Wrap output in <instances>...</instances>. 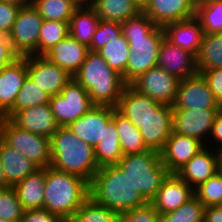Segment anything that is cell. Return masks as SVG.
Wrapping results in <instances>:
<instances>
[{
    "instance_id": "cell-21",
    "label": "cell",
    "mask_w": 222,
    "mask_h": 222,
    "mask_svg": "<svg viewBox=\"0 0 222 222\" xmlns=\"http://www.w3.org/2000/svg\"><path fill=\"white\" fill-rule=\"evenodd\" d=\"M88 51L89 49L86 45L78 42L68 34L43 56L73 77L83 64Z\"/></svg>"
},
{
    "instance_id": "cell-7",
    "label": "cell",
    "mask_w": 222,
    "mask_h": 222,
    "mask_svg": "<svg viewBox=\"0 0 222 222\" xmlns=\"http://www.w3.org/2000/svg\"><path fill=\"white\" fill-rule=\"evenodd\" d=\"M1 140L39 168L51 165L50 138L21 129L5 118L1 123Z\"/></svg>"
},
{
    "instance_id": "cell-19",
    "label": "cell",
    "mask_w": 222,
    "mask_h": 222,
    "mask_svg": "<svg viewBox=\"0 0 222 222\" xmlns=\"http://www.w3.org/2000/svg\"><path fill=\"white\" fill-rule=\"evenodd\" d=\"M195 196L194 189L177 174H169L151 201L160 215L177 210Z\"/></svg>"
},
{
    "instance_id": "cell-30",
    "label": "cell",
    "mask_w": 222,
    "mask_h": 222,
    "mask_svg": "<svg viewBox=\"0 0 222 222\" xmlns=\"http://www.w3.org/2000/svg\"><path fill=\"white\" fill-rule=\"evenodd\" d=\"M88 4L101 20L120 24L140 12L132 0H88Z\"/></svg>"
},
{
    "instance_id": "cell-49",
    "label": "cell",
    "mask_w": 222,
    "mask_h": 222,
    "mask_svg": "<svg viewBox=\"0 0 222 222\" xmlns=\"http://www.w3.org/2000/svg\"><path fill=\"white\" fill-rule=\"evenodd\" d=\"M204 222H222V206H209L204 211Z\"/></svg>"
},
{
    "instance_id": "cell-36",
    "label": "cell",
    "mask_w": 222,
    "mask_h": 222,
    "mask_svg": "<svg viewBox=\"0 0 222 222\" xmlns=\"http://www.w3.org/2000/svg\"><path fill=\"white\" fill-rule=\"evenodd\" d=\"M195 16L204 34L222 33V0H197Z\"/></svg>"
},
{
    "instance_id": "cell-9",
    "label": "cell",
    "mask_w": 222,
    "mask_h": 222,
    "mask_svg": "<svg viewBox=\"0 0 222 222\" xmlns=\"http://www.w3.org/2000/svg\"><path fill=\"white\" fill-rule=\"evenodd\" d=\"M43 18L32 5L20 7L8 39L20 57L38 56V40Z\"/></svg>"
},
{
    "instance_id": "cell-6",
    "label": "cell",
    "mask_w": 222,
    "mask_h": 222,
    "mask_svg": "<svg viewBox=\"0 0 222 222\" xmlns=\"http://www.w3.org/2000/svg\"><path fill=\"white\" fill-rule=\"evenodd\" d=\"M118 165L127 173L134 188L151 202L170 174L161 162L160 152L148 149L142 153L124 155Z\"/></svg>"
},
{
    "instance_id": "cell-11",
    "label": "cell",
    "mask_w": 222,
    "mask_h": 222,
    "mask_svg": "<svg viewBox=\"0 0 222 222\" xmlns=\"http://www.w3.org/2000/svg\"><path fill=\"white\" fill-rule=\"evenodd\" d=\"M173 109H221L201 73L180 80Z\"/></svg>"
},
{
    "instance_id": "cell-53",
    "label": "cell",
    "mask_w": 222,
    "mask_h": 222,
    "mask_svg": "<svg viewBox=\"0 0 222 222\" xmlns=\"http://www.w3.org/2000/svg\"><path fill=\"white\" fill-rule=\"evenodd\" d=\"M218 156V172L222 175V149L217 150Z\"/></svg>"
},
{
    "instance_id": "cell-52",
    "label": "cell",
    "mask_w": 222,
    "mask_h": 222,
    "mask_svg": "<svg viewBox=\"0 0 222 222\" xmlns=\"http://www.w3.org/2000/svg\"><path fill=\"white\" fill-rule=\"evenodd\" d=\"M10 187L4 177V170L0 161V190Z\"/></svg>"
},
{
    "instance_id": "cell-27",
    "label": "cell",
    "mask_w": 222,
    "mask_h": 222,
    "mask_svg": "<svg viewBox=\"0 0 222 222\" xmlns=\"http://www.w3.org/2000/svg\"><path fill=\"white\" fill-rule=\"evenodd\" d=\"M45 168H39L13 188L24 210L44 208Z\"/></svg>"
},
{
    "instance_id": "cell-41",
    "label": "cell",
    "mask_w": 222,
    "mask_h": 222,
    "mask_svg": "<svg viewBox=\"0 0 222 222\" xmlns=\"http://www.w3.org/2000/svg\"><path fill=\"white\" fill-rule=\"evenodd\" d=\"M24 209L13 187L0 190V218L19 222Z\"/></svg>"
},
{
    "instance_id": "cell-15",
    "label": "cell",
    "mask_w": 222,
    "mask_h": 222,
    "mask_svg": "<svg viewBox=\"0 0 222 222\" xmlns=\"http://www.w3.org/2000/svg\"><path fill=\"white\" fill-rule=\"evenodd\" d=\"M148 149L160 152L173 132V108L161 104L139 128Z\"/></svg>"
},
{
    "instance_id": "cell-50",
    "label": "cell",
    "mask_w": 222,
    "mask_h": 222,
    "mask_svg": "<svg viewBox=\"0 0 222 222\" xmlns=\"http://www.w3.org/2000/svg\"><path fill=\"white\" fill-rule=\"evenodd\" d=\"M3 2H8L10 4L17 5L19 7H25L33 4L34 0H0Z\"/></svg>"
},
{
    "instance_id": "cell-55",
    "label": "cell",
    "mask_w": 222,
    "mask_h": 222,
    "mask_svg": "<svg viewBox=\"0 0 222 222\" xmlns=\"http://www.w3.org/2000/svg\"><path fill=\"white\" fill-rule=\"evenodd\" d=\"M61 222H77V221H75L73 218H69V219H61Z\"/></svg>"
},
{
    "instance_id": "cell-28",
    "label": "cell",
    "mask_w": 222,
    "mask_h": 222,
    "mask_svg": "<svg viewBox=\"0 0 222 222\" xmlns=\"http://www.w3.org/2000/svg\"><path fill=\"white\" fill-rule=\"evenodd\" d=\"M100 20L88 3L81 4L70 18L69 34L78 42L89 47Z\"/></svg>"
},
{
    "instance_id": "cell-5",
    "label": "cell",
    "mask_w": 222,
    "mask_h": 222,
    "mask_svg": "<svg viewBox=\"0 0 222 222\" xmlns=\"http://www.w3.org/2000/svg\"><path fill=\"white\" fill-rule=\"evenodd\" d=\"M90 197L89 182L78 175L45 168L44 208L60 219L73 218Z\"/></svg>"
},
{
    "instance_id": "cell-38",
    "label": "cell",
    "mask_w": 222,
    "mask_h": 222,
    "mask_svg": "<svg viewBox=\"0 0 222 222\" xmlns=\"http://www.w3.org/2000/svg\"><path fill=\"white\" fill-rule=\"evenodd\" d=\"M73 219L77 222H119V214L89 197L76 211Z\"/></svg>"
},
{
    "instance_id": "cell-1",
    "label": "cell",
    "mask_w": 222,
    "mask_h": 222,
    "mask_svg": "<svg viewBox=\"0 0 222 222\" xmlns=\"http://www.w3.org/2000/svg\"><path fill=\"white\" fill-rule=\"evenodd\" d=\"M121 27L130 48L125 71V83L129 85L139 75L157 65L165 35L163 27L156 26L144 11L123 21Z\"/></svg>"
},
{
    "instance_id": "cell-42",
    "label": "cell",
    "mask_w": 222,
    "mask_h": 222,
    "mask_svg": "<svg viewBox=\"0 0 222 222\" xmlns=\"http://www.w3.org/2000/svg\"><path fill=\"white\" fill-rule=\"evenodd\" d=\"M121 34L122 27L120 23L100 20L99 25L93 35L92 43L88 49L90 51L97 52L111 39H116Z\"/></svg>"
},
{
    "instance_id": "cell-45",
    "label": "cell",
    "mask_w": 222,
    "mask_h": 222,
    "mask_svg": "<svg viewBox=\"0 0 222 222\" xmlns=\"http://www.w3.org/2000/svg\"><path fill=\"white\" fill-rule=\"evenodd\" d=\"M215 99L222 106V68L201 72Z\"/></svg>"
},
{
    "instance_id": "cell-25",
    "label": "cell",
    "mask_w": 222,
    "mask_h": 222,
    "mask_svg": "<svg viewBox=\"0 0 222 222\" xmlns=\"http://www.w3.org/2000/svg\"><path fill=\"white\" fill-rule=\"evenodd\" d=\"M26 77V56L0 70V111L4 115L14 106Z\"/></svg>"
},
{
    "instance_id": "cell-43",
    "label": "cell",
    "mask_w": 222,
    "mask_h": 222,
    "mask_svg": "<svg viewBox=\"0 0 222 222\" xmlns=\"http://www.w3.org/2000/svg\"><path fill=\"white\" fill-rule=\"evenodd\" d=\"M119 222H160V213L151 202L119 214Z\"/></svg>"
},
{
    "instance_id": "cell-22",
    "label": "cell",
    "mask_w": 222,
    "mask_h": 222,
    "mask_svg": "<svg viewBox=\"0 0 222 222\" xmlns=\"http://www.w3.org/2000/svg\"><path fill=\"white\" fill-rule=\"evenodd\" d=\"M165 38L184 50L198 55L204 35L200 20L194 16L163 27Z\"/></svg>"
},
{
    "instance_id": "cell-57",
    "label": "cell",
    "mask_w": 222,
    "mask_h": 222,
    "mask_svg": "<svg viewBox=\"0 0 222 222\" xmlns=\"http://www.w3.org/2000/svg\"><path fill=\"white\" fill-rule=\"evenodd\" d=\"M5 119V115L0 111V122H2Z\"/></svg>"
},
{
    "instance_id": "cell-31",
    "label": "cell",
    "mask_w": 222,
    "mask_h": 222,
    "mask_svg": "<svg viewBox=\"0 0 222 222\" xmlns=\"http://www.w3.org/2000/svg\"><path fill=\"white\" fill-rule=\"evenodd\" d=\"M112 118L115 120L123 155L148 150L139 129L114 107Z\"/></svg>"
},
{
    "instance_id": "cell-58",
    "label": "cell",
    "mask_w": 222,
    "mask_h": 222,
    "mask_svg": "<svg viewBox=\"0 0 222 222\" xmlns=\"http://www.w3.org/2000/svg\"><path fill=\"white\" fill-rule=\"evenodd\" d=\"M0 222H11V221L0 218Z\"/></svg>"
},
{
    "instance_id": "cell-26",
    "label": "cell",
    "mask_w": 222,
    "mask_h": 222,
    "mask_svg": "<svg viewBox=\"0 0 222 222\" xmlns=\"http://www.w3.org/2000/svg\"><path fill=\"white\" fill-rule=\"evenodd\" d=\"M0 161L7 184L13 187L39 167L0 139Z\"/></svg>"
},
{
    "instance_id": "cell-59",
    "label": "cell",
    "mask_w": 222,
    "mask_h": 222,
    "mask_svg": "<svg viewBox=\"0 0 222 222\" xmlns=\"http://www.w3.org/2000/svg\"><path fill=\"white\" fill-rule=\"evenodd\" d=\"M1 123H2V122H0V139H1Z\"/></svg>"
},
{
    "instance_id": "cell-17",
    "label": "cell",
    "mask_w": 222,
    "mask_h": 222,
    "mask_svg": "<svg viewBox=\"0 0 222 222\" xmlns=\"http://www.w3.org/2000/svg\"><path fill=\"white\" fill-rule=\"evenodd\" d=\"M112 114L113 107L95 105L67 127L94 148L103 138L105 126Z\"/></svg>"
},
{
    "instance_id": "cell-12",
    "label": "cell",
    "mask_w": 222,
    "mask_h": 222,
    "mask_svg": "<svg viewBox=\"0 0 222 222\" xmlns=\"http://www.w3.org/2000/svg\"><path fill=\"white\" fill-rule=\"evenodd\" d=\"M27 75L50 97L60 94L73 78L64 69L44 56H26Z\"/></svg>"
},
{
    "instance_id": "cell-16",
    "label": "cell",
    "mask_w": 222,
    "mask_h": 222,
    "mask_svg": "<svg viewBox=\"0 0 222 222\" xmlns=\"http://www.w3.org/2000/svg\"><path fill=\"white\" fill-rule=\"evenodd\" d=\"M156 66L163 68L179 80L198 73L196 56L187 50L175 46L165 37L160 45Z\"/></svg>"
},
{
    "instance_id": "cell-51",
    "label": "cell",
    "mask_w": 222,
    "mask_h": 222,
    "mask_svg": "<svg viewBox=\"0 0 222 222\" xmlns=\"http://www.w3.org/2000/svg\"><path fill=\"white\" fill-rule=\"evenodd\" d=\"M132 2L138 7L140 11H144L149 5L150 0H132Z\"/></svg>"
},
{
    "instance_id": "cell-48",
    "label": "cell",
    "mask_w": 222,
    "mask_h": 222,
    "mask_svg": "<svg viewBox=\"0 0 222 222\" xmlns=\"http://www.w3.org/2000/svg\"><path fill=\"white\" fill-rule=\"evenodd\" d=\"M209 138L212 140L209 139V141H208L209 144H206V146L208 145L210 148L211 145L214 146V145H216V143H218L216 146H214V147H216L214 149L215 150L222 149V108L216 114L214 124L212 126V130H211V134H210ZM212 141H214V143Z\"/></svg>"
},
{
    "instance_id": "cell-40",
    "label": "cell",
    "mask_w": 222,
    "mask_h": 222,
    "mask_svg": "<svg viewBox=\"0 0 222 222\" xmlns=\"http://www.w3.org/2000/svg\"><path fill=\"white\" fill-rule=\"evenodd\" d=\"M205 207L222 206V175L218 172L194 189Z\"/></svg>"
},
{
    "instance_id": "cell-47",
    "label": "cell",
    "mask_w": 222,
    "mask_h": 222,
    "mask_svg": "<svg viewBox=\"0 0 222 222\" xmlns=\"http://www.w3.org/2000/svg\"><path fill=\"white\" fill-rule=\"evenodd\" d=\"M20 58L19 54L13 49L8 37L0 42V70Z\"/></svg>"
},
{
    "instance_id": "cell-56",
    "label": "cell",
    "mask_w": 222,
    "mask_h": 222,
    "mask_svg": "<svg viewBox=\"0 0 222 222\" xmlns=\"http://www.w3.org/2000/svg\"><path fill=\"white\" fill-rule=\"evenodd\" d=\"M80 5L88 3V0H76Z\"/></svg>"
},
{
    "instance_id": "cell-3",
    "label": "cell",
    "mask_w": 222,
    "mask_h": 222,
    "mask_svg": "<svg viewBox=\"0 0 222 222\" xmlns=\"http://www.w3.org/2000/svg\"><path fill=\"white\" fill-rule=\"evenodd\" d=\"M51 167L91 182L99 170L94 148L68 127H59L50 138Z\"/></svg>"
},
{
    "instance_id": "cell-8",
    "label": "cell",
    "mask_w": 222,
    "mask_h": 222,
    "mask_svg": "<svg viewBox=\"0 0 222 222\" xmlns=\"http://www.w3.org/2000/svg\"><path fill=\"white\" fill-rule=\"evenodd\" d=\"M49 105L59 127H67L95 106L88 91L74 78L50 98Z\"/></svg>"
},
{
    "instance_id": "cell-46",
    "label": "cell",
    "mask_w": 222,
    "mask_h": 222,
    "mask_svg": "<svg viewBox=\"0 0 222 222\" xmlns=\"http://www.w3.org/2000/svg\"><path fill=\"white\" fill-rule=\"evenodd\" d=\"M19 222H61V219L45 209H27Z\"/></svg>"
},
{
    "instance_id": "cell-2",
    "label": "cell",
    "mask_w": 222,
    "mask_h": 222,
    "mask_svg": "<svg viewBox=\"0 0 222 222\" xmlns=\"http://www.w3.org/2000/svg\"><path fill=\"white\" fill-rule=\"evenodd\" d=\"M89 193L96 203L118 214L147 203L118 164L99 168L89 183Z\"/></svg>"
},
{
    "instance_id": "cell-35",
    "label": "cell",
    "mask_w": 222,
    "mask_h": 222,
    "mask_svg": "<svg viewBox=\"0 0 222 222\" xmlns=\"http://www.w3.org/2000/svg\"><path fill=\"white\" fill-rule=\"evenodd\" d=\"M33 6L43 20L69 22L80 4L76 0H34Z\"/></svg>"
},
{
    "instance_id": "cell-37",
    "label": "cell",
    "mask_w": 222,
    "mask_h": 222,
    "mask_svg": "<svg viewBox=\"0 0 222 222\" xmlns=\"http://www.w3.org/2000/svg\"><path fill=\"white\" fill-rule=\"evenodd\" d=\"M68 34L69 22L43 20L38 40V56H43Z\"/></svg>"
},
{
    "instance_id": "cell-18",
    "label": "cell",
    "mask_w": 222,
    "mask_h": 222,
    "mask_svg": "<svg viewBox=\"0 0 222 222\" xmlns=\"http://www.w3.org/2000/svg\"><path fill=\"white\" fill-rule=\"evenodd\" d=\"M197 0H150L144 12L158 27L194 17Z\"/></svg>"
},
{
    "instance_id": "cell-33",
    "label": "cell",
    "mask_w": 222,
    "mask_h": 222,
    "mask_svg": "<svg viewBox=\"0 0 222 222\" xmlns=\"http://www.w3.org/2000/svg\"><path fill=\"white\" fill-rule=\"evenodd\" d=\"M50 98L51 97L27 75L17 95L14 106L5 114V118L11 119L18 111L29 107L49 104Z\"/></svg>"
},
{
    "instance_id": "cell-29",
    "label": "cell",
    "mask_w": 222,
    "mask_h": 222,
    "mask_svg": "<svg viewBox=\"0 0 222 222\" xmlns=\"http://www.w3.org/2000/svg\"><path fill=\"white\" fill-rule=\"evenodd\" d=\"M94 154L99 168L118 164L123 158L124 155L113 118L105 126L103 138L94 147Z\"/></svg>"
},
{
    "instance_id": "cell-44",
    "label": "cell",
    "mask_w": 222,
    "mask_h": 222,
    "mask_svg": "<svg viewBox=\"0 0 222 222\" xmlns=\"http://www.w3.org/2000/svg\"><path fill=\"white\" fill-rule=\"evenodd\" d=\"M20 7L8 2L0 1V30L9 34L16 20Z\"/></svg>"
},
{
    "instance_id": "cell-14",
    "label": "cell",
    "mask_w": 222,
    "mask_h": 222,
    "mask_svg": "<svg viewBox=\"0 0 222 222\" xmlns=\"http://www.w3.org/2000/svg\"><path fill=\"white\" fill-rule=\"evenodd\" d=\"M205 147L200 140L173 131L160 151V159L170 174H176Z\"/></svg>"
},
{
    "instance_id": "cell-34",
    "label": "cell",
    "mask_w": 222,
    "mask_h": 222,
    "mask_svg": "<svg viewBox=\"0 0 222 222\" xmlns=\"http://www.w3.org/2000/svg\"><path fill=\"white\" fill-rule=\"evenodd\" d=\"M107 64L120 74L125 81V71L129 58V43L121 34L116 39H111L101 49L97 51Z\"/></svg>"
},
{
    "instance_id": "cell-20",
    "label": "cell",
    "mask_w": 222,
    "mask_h": 222,
    "mask_svg": "<svg viewBox=\"0 0 222 222\" xmlns=\"http://www.w3.org/2000/svg\"><path fill=\"white\" fill-rule=\"evenodd\" d=\"M218 173V156L214 147L203 148L176 174L193 189Z\"/></svg>"
},
{
    "instance_id": "cell-54",
    "label": "cell",
    "mask_w": 222,
    "mask_h": 222,
    "mask_svg": "<svg viewBox=\"0 0 222 222\" xmlns=\"http://www.w3.org/2000/svg\"><path fill=\"white\" fill-rule=\"evenodd\" d=\"M8 37L2 30H0V42H3Z\"/></svg>"
},
{
    "instance_id": "cell-24",
    "label": "cell",
    "mask_w": 222,
    "mask_h": 222,
    "mask_svg": "<svg viewBox=\"0 0 222 222\" xmlns=\"http://www.w3.org/2000/svg\"><path fill=\"white\" fill-rule=\"evenodd\" d=\"M160 105L158 101L126 85L116 109L139 129Z\"/></svg>"
},
{
    "instance_id": "cell-32",
    "label": "cell",
    "mask_w": 222,
    "mask_h": 222,
    "mask_svg": "<svg viewBox=\"0 0 222 222\" xmlns=\"http://www.w3.org/2000/svg\"><path fill=\"white\" fill-rule=\"evenodd\" d=\"M198 73L205 70L222 68V33L204 34L196 56Z\"/></svg>"
},
{
    "instance_id": "cell-10",
    "label": "cell",
    "mask_w": 222,
    "mask_h": 222,
    "mask_svg": "<svg viewBox=\"0 0 222 222\" xmlns=\"http://www.w3.org/2000/svg\"><path fill=\"white\" fill-rule=\"evenodd\" d=\"M180 80L158 66L139 75L129 85L161 104L172 106Z\"/></svg>"
},
{
    "instance_id": "cell-4",
    "label": "cell",
    "mask_w": 222,
    "mask_h": 222,
    "mask_svg": "<svg viewBox=\"0 0 222 222\" xmlns=\"http://www.w3.org/2000/svg\"><path fill=\"white\" fill-rule=\"evenodd\" d=\"M73 78L89 93L94 105L116 108L126 83L98 52L88 51Z\"/></svg>"
},
{
    "instance_id": "cell-23",
    "label": "cell",
    "mask_w": 222,
    "mask_h": 222,
    "mask_svg": "<svg viewBox=\"0 0 222 222\" xmlns=\"http://www.w3.org/2000/svg\"><path fill=\"white\" fill-rule=\"evenodd\" d=\"M10 120L21 129L47 138L59 128L49 104L18 111Z\"/></svg>"
},
{
    "instance_id": "cell-39",
    "label": "cell",
    "mask_w": 222,
    "mask_h": 222,
    "mask_svg": "<svg viewBox=\"0 0 222 222\" xmlns=\"http://www.w3.org/2000/svg\"><path fill=\"white\" fill-rule=\"evenodd\" d=\"M205 206L194 196L177 210L160 215V222H204Z\"/></svg>"
},
{
    "instance_id": "cell-13",
    "label": "cell",
    "mask_w": 222,
    "mask_h": 222,
    "mask_svg": "<svg viewBox=\"0 0 222 222\" xmlns=\"http://www.w3.org/2000/svg\"><path fill=\"white\" fill-rule=\"evenodd\" d=\"M219 110L173 109V131L181 135L194 137L206 145ZM206 138L207 141H205Z\"/></svg>"
}]
</instances>
